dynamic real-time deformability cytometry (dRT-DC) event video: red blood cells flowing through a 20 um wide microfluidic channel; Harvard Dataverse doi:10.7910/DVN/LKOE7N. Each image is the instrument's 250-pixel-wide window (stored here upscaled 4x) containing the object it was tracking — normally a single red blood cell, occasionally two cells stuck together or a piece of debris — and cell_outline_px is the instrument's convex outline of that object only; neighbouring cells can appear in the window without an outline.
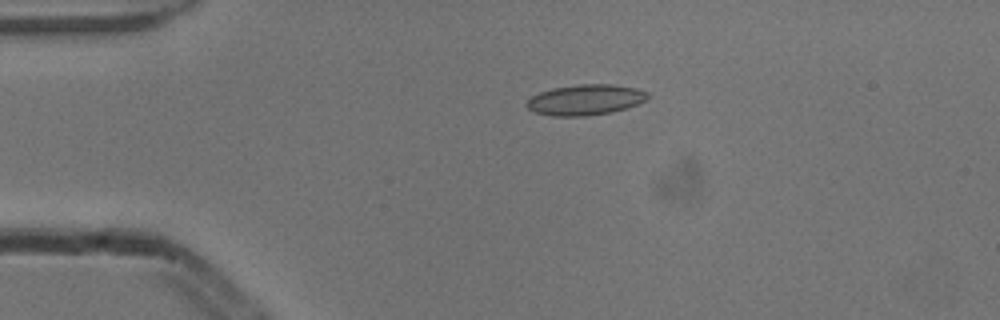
{"species": "common noctule bat (a hibernating species)", "species_latin": "Nyctalus noctula", "temperature_condition": "cold", "stored_images_in_passage": 2, "camera_frame_rate_fps": 3000, "um_per_image_px": 0.085, "animal": {"sex": "male", "body_mass_g": 13.3}, "frame": {"image": 1, "passage_image": 1, "time_ms": 0.0, "image_size_px": [1000, 320], "cell_outline_px": [[648, 100], [628, 108], [612, 112], [584, 116], [552, 116], [532, 112], [524, 104], [532, 96], [540, 92], [552, 88], [580, 84], [612, 84], [636, 88], [648, 92]], "centroid_in_image_um": [49.76, 8.49], "position_along_channel_um": 35.2, "area_um2": 21.79}}